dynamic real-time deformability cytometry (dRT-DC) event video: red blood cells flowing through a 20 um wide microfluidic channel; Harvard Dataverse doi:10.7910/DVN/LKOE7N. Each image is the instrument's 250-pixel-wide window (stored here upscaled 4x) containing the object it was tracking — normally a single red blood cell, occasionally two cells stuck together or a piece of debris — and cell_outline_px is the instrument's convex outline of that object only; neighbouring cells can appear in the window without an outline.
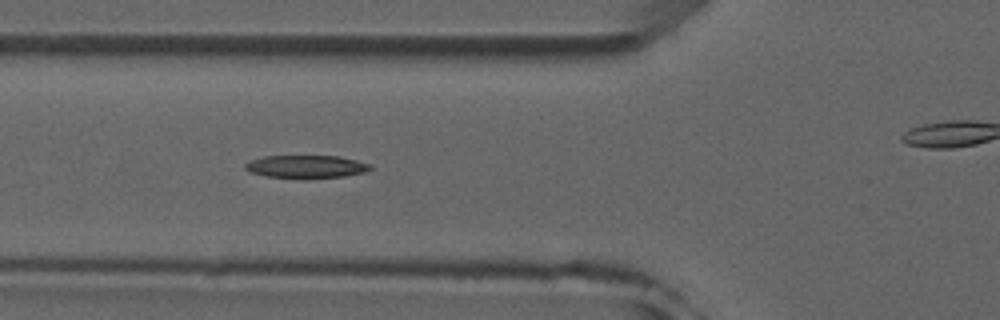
{"species": "common noctule bat (a hibernating species)", "species_latin": "Nyctalus noctula", "temperature_condition": "room temperature", "stored_images_in_passage": 7, "segment_of_instrument_passage": [1, 2], "camera_frame_rate_fps": 3000, "um_per_image_px": 0.085, "animal": {"sex": "male", "forearm_length_mm": 52.5}, "frame": {"image": 1, "passage_image": 6, "time_ms": 5.667, "image_size_px": [1000, 320], "cell_outline_px": [[372, 168], [364, 172], [344, 176], [304, 180], [300, 180], [264, 176], [252, 172], [244, 168], [244, 164], [252, 160], [264, 156], [340, 156], [372, 164]], "centroid_in_image_um": [26.03, 14.19], "position_along_channel_um": 99.8, "area_um2": 17.11}}